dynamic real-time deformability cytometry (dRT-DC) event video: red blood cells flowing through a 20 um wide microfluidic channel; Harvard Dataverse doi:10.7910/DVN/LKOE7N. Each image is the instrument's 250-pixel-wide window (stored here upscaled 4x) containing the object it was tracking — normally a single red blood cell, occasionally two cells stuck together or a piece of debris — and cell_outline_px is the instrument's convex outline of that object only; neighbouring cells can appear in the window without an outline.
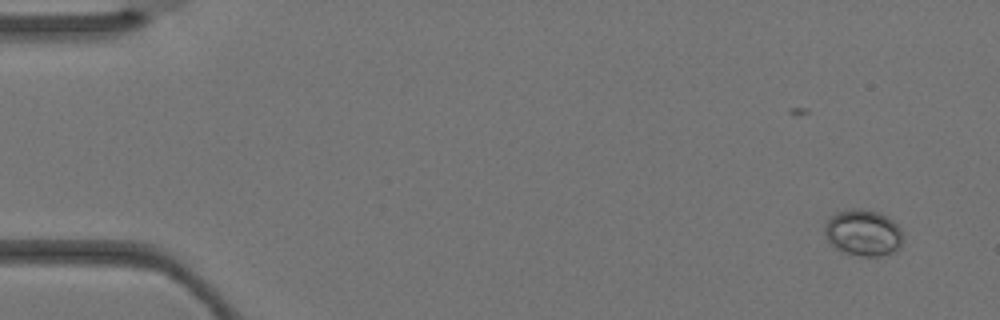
{"species": "Egyptian fruit bat (a non-hibernating species)", "species_latin": "Rousettus aegyptiacus", "temperature_condition": "warm", "stored_images_in_passage": 3, "camera_frame_rate_fps": 3000, "um_per_image_px": 0.085, "animal": {"sex": "female"}, "frame": {"image": 1, "passage_image": 1, "time_ms": 0.0, "image_size_px": [1000, 320], "cell_outline_px": [[900, 248], [896, 252], [880, 256], [860, 256], [844, 252], [836, 248], [824, 236], [824, 228], [828, 220], [836, 212], [852, 208], [856, 208], [876, 212], [892, 220], [900, 228]], "centroid_in_image_um": [73.34, 19.8], "position_along_channel_um": 11.7, "area_um2": 20.87}}